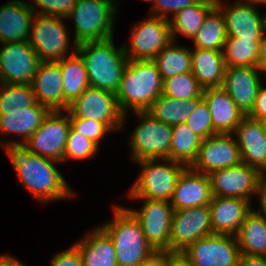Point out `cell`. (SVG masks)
Instances as JSON below:
<instances>
[{
    "mask_svg": "<svg viewBox=\"0 0 266 266\" xmlns=\"http://www.w3.org/2000/svg\"><path fill=\"white\" fill-rule=\"evenodd\" d=\"M257 195H259L258 198L260 203V208L257 209V211L266 218V178L263 175L261 176L259 182V189Z\"/></svg>",
    "mask_w": 266,
    "mask_h": 266,
    "instance_id": "cell-48",
    "label": "cell"
},
{
    "mask_svg": "<svg viewBox=\"0 0 266 266\" xmlns=\"http://www.w3.org/2000/svg\"><path fill=\"white\" fill-rule=\"evenodd\" d=\"M233 134L238 138L236 141L242 162L256 168L263 175L266 171V134L259 122L245 116Z\"/></svg>",
    "mask_w": 266,
    "mask_h": 266,
    "instance_id": "cell-26",
    "label": "cell"
},
{
    "mask_svg": "<svg viewBox=\"0 0 266 266\" xmlns=\"http://www.w3.org/2000/svg\"><path fill=\"white\" fill-rule=\"evenodd\" d=\"M194 0H155L152 6L153 16H158L165 19H170L168 15L174 16L178 11L194 4Z\"/></svg>",
    "mask_w": 266,
    "mask_h": 266,
    "instance_id": "cell-43",
    "label": "cell"
},
{
    "mask_svg": "<svg viewBox=\"0 0 266 266\" xmlns=\"http://www.w3.org/2000/svg\"><path fill=\"white\" fill-rule=\"evenodd\" d=\"M203 88L191 72L177 74L163 80L162 95L186 100L189 98H203Z\"/></svg>",
    "mask_w": 266,
    "mask_h": 266,
    "instance_id": "cell-37",
    "label": "cell"
},
{
    "mask_svg": "<svg viewBox=\"0 0 266 266\" xmlns=\"http://www.w3.org/2000/svg\"><path fill=\"white\" fill-rule=\"evenodd\" d=\"M202 139L186 123L172 126L170 160L191 167L195 162Z\"/></svg>",
    "mask_w": 266,
    "mask_h": 266,
    "instance_id": "cell-33",
    "label": "cell"
},
{
    "mask_svg": "<svg viewBox=\"0 0 266 266\" xmlns=\"http://www.w3.org/2000/svg\"><path fill=\"white\" fill-rule=\"evenodd\" d=\"M202 99L178 100L161 94L145 112L159 122L174 126L186 123L188 117Z\"/></svg>",
    "mask_w": 266,
    "mask_h": 266,
    "instance_id": "cell-30",
    "label": "cell"
},
{
    "mask_svg": "<svg viewBox=\"0 0 266 266\" xmlns=\"http://www.w3.org/2000/svg\"><path fill=\"white\" fill-rule=\"evenodd\" d=\"M264 27H265V32H266V15H264Z\"/></svg>",
    "mask_w": 266,
    "mask_h": 266,
    "instance_id": "cell-57",
    "label": "cell"
},
{
    "mask_svg": "<svg viewBox=\"0 0 266 266\" xmlns=\"http://www.w3.org/2000/svg\"><path fill=\"white\" fill-rule=\"evenodd\" d=\"M135 25L131 31V45L123 44L129 60H154L156 55L172 41L168 19L150 15Z\"/></svg>",
    "mask_w": 266,
    "mask_h": 266,
    "instance_id": "cell-11",
    "label": "cell"
},
{
    "mask_svg": "<svg viewBox=\"0 0 266 266\" xmlns=\"http://www.w3.org/2000/svg\"><path fill=\"white\" fill-rule=\"evenodd\" d=\"M212 199L209 176L187 167L180 175L170 204L173 210L209 205Z\"/></svg>",
    "mask_w": 266,
    "mask_h": 266,
    "instance_id": "cell-22",
    "label": "cell"
},
{
    "mask_svg": "<svg viewBox=\"0 0 266 266\" xmlns=\"http://www.w3.org/2000/svg\"><path fill=\"white\" fill-rule=\"evenodd\" d=\"M49 112L48 108L37 102L23 109L4 110V115H0V134L7 135L9 133L11 135L14 133L22 136L23 139L22 142L16 140L1 142L4 150L24 145L30 136L40 128Z\"/></svg>",
    "mask_w": 266,
    "mask_h": 266,
    "instance_id": "cell-20",
    "label": "cell"
},
{
    "mask_svg": "<svg viewBox=\"0 0 266 266\" xmlns=\"http://www.w3.org/2000/svg\"><path fill=\"white\" fill-rule=\"evenodd\" d=\"M248 116L255 120L266 117V87L263 84L258 89L253 110Z\"/></svg>",
    "mask_w": 266,
    "mask_h": 266,
    "instance_id": "cell-46",
    "label": "cell"
},
{
    "mask_svg": "<svg viewBox=\"0 0 266 266\" xmlns=\"http://www.w3.org/2000/svg\"><path fill=\"white\" fill-rule=\"evenodd\" d=\"M245 1L250 2L254 4L255 6L256 5L258 6L259 4L266 5V0H245Z\"/></svg>",
    "mask_w": 266,
    "mask_h": 266,
    "instance_id": "cell-55",
    "label": "cell"
},
{
    "mask_svg": "<svg viewBox=\"0 0 266 266\" xmlns=\"http://www.w3.org/2000/svg\"><path fill=\"white\" fill-rule=\"evenodd\" d=\"M261 73L259 67H226L222 87L245 116L253 110Z\"/></svg>",
    "mask_w": 266,
    "mask_h": 266,
    "instance_id": "cell-19",
    "label": "cell"
},
{
    "mask_svg": "<svg viewBox=\"0 0 266 266\" xmlns=\"http://www.w3.org/2000/svg\"><path fill=\"white\" fill-rule=\"evenodd\" d=\"M69 118L97 120L106 123L113 131L120 130L126 122L115 94L88 87L66 111Z\"/></svg>",
    "mask_w": 266,
    "mask_h": 266,
    "instance_id": "cell-10",
    "label": "cell"
},
{
    "mask_svg": "<svg viewBox=\"0 0 266 266\" xmlns=\"http://www.w3.org/2000/svg\"><path fill=\"white\" fill-rule=\"evenodd\" d=\"M209 207L213 234L234 236L252 210L250 201L229 197H212Z\"/></svg>",
    "mask_w": 266,
    "mask_h": 266,
    "instance_id": "cell-25",
    "label": "cell"
},
{
    "mask_svg": "<svg viewBox=\"0 0 266 266\" xmlns=\"http://www.w3.org/2000/svg\"><path fill=\"white\" fill-rule=\"evenodd\" d=\"M179 256L189 266H239L241 252L234 235L212 234L196 240Z\"/></svg>",
    "mask_w": 266,
    "mask_h": 266,
    "instance_id": "cell-9",
    "label": "cell"
},
{
    "mask_svg": "<svg viewBox=\"0 0 266 266\" xmlns=\"http://www.w3.org/2000/svg\"><path fill=\"white\" fill-rule=\"evenodd\" d=\"M144 1H148V2H151V3H155V0H144Z\"/></svg>",
    "mask_w": 266,
    "mask_h": 266,
    "instance_id": "cell-58",
    "label": "cell"
},
{
    "mask_svg": "<svg viewBox=\"0 0 266 266\" xmlns=\"http://www.w3.org/2000/svg\"><path fill=\"white\" fill-rule=\"evenodd\" d=\"M260 40L227 37L223 50L226 67H259Z\"/></svg>",
    "mask_w": 266,
    "mask_h": 266,
    "instance_id": "cell-35",
    "label": "cell"
},
{
    "mask_svg": "<svg viewBox=\"0 0 266 266\" xmlns=\"http://www.w3.org/2000/svg\"><path fill=\"white\" fill-rule=\"evenodd\" d=\"M100 1L108 3L111 7H113L117 11L116 8L118 7V5H116V4H118L117 2L120 0H100Z\"/></svg>",
    "mask_w": 266,
    "mask_h": 266,
    "instance_id": "cell-53",
    "label": "cell"
},
{
    "mask_svg": "<svg viewBox=\"0 0 266 266\" xmlns=\"http://www.w3.org/2000/svg\"><path fill=\"white\" fill-rule=\"evenodd\" d=\"M92 231L75 243L81 253L83 266H118L111 237L101 226Z\"/></svg>",
    "mask_w": 266,
    "mask_h": 266,
    "instance_id": "cell-27",
    "label": "cell"
},
{
    "mask_svg": "<svg viewBox=\"0 0 266 266\" xmlns=\"http://www.w3.org/2000/svg\"><path fill=\"white\" fill-rule=\"evenodd\" d=\"M178 256L179 254L169 251H155L139 266H169Z\"/></svg>",
    "mask_w": 266,
    "mask_h": 266,
    "instance_id": "cell-45",
    "label": "cell"
},
{
    "mask_svg": "<svg viewBox=\"0 0 266 266\" xmlns=\"http://www.w3.org/2000/svg\"><path fill=\"white\" fill-rule=\"evenodd\" d=\"M77 0H33L31 5L35 14L49 15L58 18H67ZM39 10V11H38Z\"/></svg>",
    "mask_w": 266,
    "mask_h": 266,
    "instance_id": "cell-42",
    "label": "cell"
},
{
    "mask_svg": "<svg viewBox=\"0 0 266 266\" xmlns=\"http://www.w3.org/2000/svg\"><path fill=\"white\" fill-rule=\"evenodd\" d=\"M35 17L31 4L12 0L0 7V44L28 41Z\"/></svg>",
    "mask_w": 266,
    "mask_h": 266,
    "instance_id": "cell-23",
    "label": "cell"
},
{
    "mask_svg": "<svg viewBox=\"0 0 266 266\" xmlns=\"http://www.w3.org/2000/svg\"><path fill=\"white\" fill-rule=\"evenodd\" d=\"M58 18L35 14L28 39L29 45L42 62L59 61L68 57L70 35L67 26Z\"/></svg>",
    "mask_w": 266,
    "mask_h": 266,
    "instance_id": "cell-8",
    "label": "cell"
},
{
    "mask_svg": "<svg viewBox=\"0 0 266 266\" xmlns=\"http://www.w3.org/2000/svg\"><path fill=\"white\" fill-rule=\"evenodd\" d=\"M220 0H194L195 3L217 6Z\"/></svg>",
    "mask_w": 266,
    "mask_h": 266,
    "instance_id": "cell-52",
    "label": "cell"
},
{
    "mask_svg": "<svg viewBox=\"0 0 266 266\" xmlns=\"http://www.w3.org/2000/svg\"><path fill=\"white\" fill-rule=\"evenodd\" d=\"M73 51L70 56L56 61L62 71L63 96L68 105L90 87L83 59L76 52V47Z\"/></svg>",
    "mask_w": 266,
    "mask_h": 266,
    "instance_id": "cell-31",
    "label": "cell"
},
{
    "mask_svg": "<svg viewBox=\"0 0 266 266\" xmlns=\"http://www.w3.org/2000/svg\"><path fill=\"white\" fill-rule=\"evenodd\" d=\"M116 10L100 0H77L71 14L75 24L74 47L84 42L105 41L113 36Z\"/></svg>",
    "mask_w": 266,
    "mask_h": 266,
    "instance_id": "cell-6",
    "label": "cell"
},
{
    "mask_svg": "<svg viewBox=\"0 0 266 266\" xmlns=\"http://www.w3.org/2000/svg\"><path fill=\"white\" fill-rule=\"evenodd\" d=\"M76 52L83 59L90 87L116 94L129 60L123 46L117 49L112 37L78 44Z\"/></svg>",
    "mask_w": 266,
    "mask_h": 266,
    "instance_id": "cell-2",
    "label": "cell"
},
{
    "mask_svg": "<svg viewBox=\"0 0 266 266\" xmlns=\"http://www.w3.org/2000/svg\"><path fill=\"white\" fill-rule=\"evenodd\" d=\"M140 123L130 135L131 159H170L172 126L153 119L144 112H135Z\"/></svg>",
    "mask_w": 266,
    "mask_h": 266,
    "instance_id": "cell-7",
    "label": "cell"
},
{
    "mask_svg": "<svg viewBox=\"0 0 266 266\" xmlns=\"http://www.w3.org/2000/svg\"><path fill=\"white\" fill-rule=\"evenodd\" d=\"M35 102L31 84L0 83V115H4V110L23 109Z\"/></svg>",
    "mask_w": 266,
    "mask_h": 266,
    "instance_id": "cell-38",
    "label": "cell"
},
{
    "mask_svg": "<svg viewBox=\"0 0 266 266\" xmlns=\"http://www.w3.org/2000/svg\"><path fill=\"white\" fill-rule=\"evenodd\" d=\"M208 176L212 197L242 198L251 202V197L258 194L262 174L256 168L241 162L214 171Z\"/></svg>",
    "mask_w": 266,
    "mask_h": 266,
    "instance_id": "cell-13",
    "label": "cell"
},
{
    "mask_svg": "<svg viewBox=\"0 0 266 266\" xmlns=\"http://www.w3.org/2000/svg\"><path fill=\"white\" fill-rule=\"evenodd\" d=\"M0 266H25L20 261L10 255L0 254Z\"/></svg>",
    "mask_w": 266,
    "mask_h": 266,
    "instance_id": "cell-50",
    "label": "cell"
},
{
    "mask_svg": "<svg viewBox=\"0 0 266 266\" xmlns=\"http://www.w3.org/2000/svg\"><path fill=\"white\" fill-rule=\"evenodd\" d=\"M212 234L209 205L176 210L170 231V252L180 254L196 240Z\"/></svg>",
    "mask_w": 266,
    "mask_h": 266,
    "instance_id": "cell-14",
    "label": "cell"
},
{
    "mask_svg": "<svg viewBox=\"0 0 266 266\" xmlns=\"http://www.w3.org/2000/svg\"><path fill=\"white\" fill-rule=\"evenodd\" d=\"M50 266H83L79 248L74 244L65 251L56 254L52 258Z\"/></svg>",
    "mask_w": 266,
    "mask_h": 266,
    "instance_id": "cell-44",
    "label": "cell"
},
{
    "mask_svg": "<svg viewBox=\"0 0 266 266\" xmlns=\"http://www.w3.org/2000/svg\"><path fill=\"white\" fill-rule=\"evenodd\" d=\"M233 135L215 134L202 140L198 156L191 168L209 175L214 171L240 164V149Z\"/></svg>",
    "mask_w": 266,
    "mask_h": 266,
    "instance_id": "cell-17",
    "label": "cell"
},
{
    "mask_svg": "<svg viewBox=\"0 0 266 266\" xmlns=\"http://www.w3.org/2000/svg\"><path fill=\"white\" fill-rule=\"evenodd\" d=\"M257 121L259 122L263 132L266 134V117L258 119Z\"/></svg>",
    "mask_w": 266,
    "mask_h": 266,
    "instance_id": "cell-54",
    "label": "cell"
},
{
    "mask_svg": "<svg viewBox=\"0 0 266 266\" xmlns=\"http://www.w3.org/2000/svg\"><path fill=\"white\" fill-rule=\"evenodd\" d=\"M222 0L217 7L221 10L227 37L261 39L265 32L264 16L254 4L245 0L226 6Z\"/></svg>",
    "mask_w": 266,
    "mask_h": 266,
    "instance_id": "cell-18",
    "label": "cell"
},
{
    "mask_svg": "<svg viewBox=\"0 0 266 266\" xmlns=\"http://www.w3.org/2000/svg\"><path fill=\"white\" fill-rule=\"evenodd\" d=\"M239 266H266V256L241 254Z\"/></svg>",
    "mask_w": 266,
    "mask_h": 266,
    "instance_id": "cell-47",
    "label": "cell"
},
{
    "mask_svg": "<svg viewBox=\"0 0 266 266\" xmlns=\"http://www.w3.org/2000/svg\"><path fill=\"white\" fill-rule=\"evenodd\" d=\"M241 254L266 256V218L252 209L235 235Z\"/></svg>",
    "mask_w": 266,
    "mask_h": 266,
    "instance_id": "cell-29",
    "label": "cell"
},
{
    "mask_svg": "<svg viewBox=\"0 0 266 266\" xmlns=\"http://www.w3.org/2000/svg\"><path fill=\"white\" fill-rule=\"evenodd\" d=\"M261 72L263 73L264 76L262 77H265L266 78V66H264L262 69H261Z\"/></svg>",
    "mask_w": 266,
    "mask_h": 266,
    "instance_id": "cell-56",
    "label": "cell"
},
{
    "mask_svg": "<svg viewBox=\"0 0 266 266\" xmlns=\"http://www.w3.org/2000/svg\"><path fill=\"white\" fill-rule=\"evenodd\" d=\"M226 39L224 16L218 7H214L192 40L194 48L223 51Z\"/></svg>",
    "mask_w": 266,
    "mask_h": 266,
    "instance_id": "cell-32",
    "label": "cell"
},
{
    "mask_svg": "<svg viewBox=\"0 0 266 266\" xmlns=\"http://www.w3.org/2000/svg\"><path fill=\"white\" fill-rule=\"evenodd\" d=\"M113 220L101 227L111 237L118 266H139L155 250L147 242L139 220L129 208L114 206Z\"/></svg>",
    "mask_w": 266,
    "mask_h": 266,
    "instance_id": "cell-4",
    "label": "cell"
},
{
    "mask_svg": "<svg viewBox=\"0 0 266 266\" xmlns=\"http://www.w3.org/2000/svg\"><path fill=\"white\" fill-rule=\"evenodd\" d=\"M217 6L194 3L170 16V29L172 40H177V33L193 39L204 23L207 14Z\"/></svg>",
    "mask_w": 266,
    "mask_h": 266,
    "instance_id": "cell-36",
    "label": "cell"
},
{
    "mask_svg": "<svg viewBox=\"0 0 266 266\" xmlns=\"http://www.w3.org/2000/svg\"><path fill=\"white\" fill-rule=\"evenodd\" d=\"M163 81L153 60H128L116 97L121 111L144 112L162 94Z\"/></svg>",
    "mask_w": 266,
    "mask_h": 266,
    "instance_id": "cell-3",
    "label": "cell"
},
{
    "mask_svg": "<svg viewBox=\"0 0 266 266\" xmlns=\"http://www.w3.org/2000/svg\"><path fill=\"white\" fill-rule=\"evenodd\" d=\"M266 66V32L262 35L259 42V68Z\"/></svg>",
    "mask_w": 266,
    "mask_h": 266,
    "instance_id": "cell-49",
    "label": "cell"
},
{
    "mask_svg": "<svg viewBox=\"0 0 266 266\" xmlns=\"http://www.w3.org/2000/svg\"><path fill=\"white\" fill-rule=\"evenodd\" d=\"M71 127L98 147L100 140L108 131H113L106 123L91 119L69 118Z\"/></svg>",
    "mask_w": 266,
    "mask_h": 266,
    "instance_id": "cell-41",
    "label": "cell"
},
{
    "mask_svg": "<svg viewBox=\"0 0 266 266\" xmlns=\"http://www.w3.org/2000/svg\"><path fill=\"white\" fill-rule=\"evenodd\" d=\"M191 58V73L203 89L223 86L226 70L223 51L195 48Z\"/></svg>",
    "mask_w": 266,
    "mask_h": 266,
    "instance_id": "cell-28",
    "label": "cell"
},
{
    "mask_svg": "<svg viewBox=\"0 0 266 266\" xmlns=\"http://www.w3.org/2000/svg\"><path fill=\"white\" fill-rule=\"evenodd\" d=\"M186 124L202 140L217 134L213 130L211 113L204 99L197 104L195 110L188 117Z\"/></svg>",
    "mask_w": 266,
    "mask_h": 266,
    "instance_id": "cell-40",
    "label": "cell"
},
{
    "mask_svg": "<svg viewBox=\"0 0 266 266\" xmlns=\"http://www.w3.org/2000/svg\"><path fill=\"white\" fill-rule=\"evenodd\" d=\"M176 41H171L154 58L162 81L177 74L191 72V50L187 47L176 46Z\"/></svg>",
    "mask_w": 266,
    "mask_h": 266,
    "instance_id": "cell-34",
    "label": "cell"
},
{
    "mask_svg": "<svg viewBox=\"0 0 266 266\" xmlns=\"http://www.w3.org/2000/svg\"><path fill=\"white\" fill-rule=\"evenodd\" d=\"M42 63L28 41L2 44L0 48V83L31 84Z\"/></svg>",
    "mask_w": 266,
    "mask_h": 266,
    "instance_id": "cell-15",
    "label": "cell"
},
{
    "mask_svg": "<svg viewBox=\"0 0 266 266\" xmlns=\"http://www.w3.org/2000/svg\"><path fill=\"white\" fill-rule=\"evenodd\" d=\"M50 111L40 128L22 145L29 152L63 162L68 133L71 128L69 114Z\"/></svg>",
    "mask_w": 266,
    "mask_h": 266,
    "instance_id": "cell-12",
    "label": "cell"
},
{
    "mask_svg": "<svg viewBox=\"0 0 266 266\" xmlns=\"http://www.w3.org/2000/svg\"><path fill=\"white\" fill-rule=\"evenodd\" d=\"M169 266H189V264L181 256H178Z\"/></svg>",
    "mask_w": 266,
    "mask_h": 266,
    "instance_id": "cell-51",
    "label": "cell"
},
{
    "mask_svg": "<svg viewBox=\"0 0 266 266\" xmlns=\"http://www.w3.org/2000/svg\"><path fill=\"white\" fill-rule=\"evenodd\" d=\"M98 148L93 141L87 139L71 127L68 133L63 162L70 158L78 160L92 158L98 152Z\"/></svg>",
    "mask_w": 266,
    "mask_h": 266,
    "instance_id": "cell-39",
    "label": "cell"
},
{
    "mask_svg": "<svg viewBox=\"0 0 266 266\" xmlns=\"http://www.w3.org/2000/svg\"><path fill=\"white\" fill-rule=\"evenodd\" d=\"M203 99L208 104L213 130L217 134H233L245 115L226 90L220 87L203 89Z\"/></svg>",
    "mask_w": 266,
    "mask_h": 266,
    "instance_id": "cell-24",
    "label": "cell"
},
{
    "mask_svg": "<svg viewBox=\"0 0 266 266\" xmlns=\"http://www.w3.org/2000/svg\"><path fill=\"white\" fill-rule=\"evenodd\" d=\"M36 102L50 111H67L63 96V76L57 62H42L31 82Z\"/></svg>",
    "mask_w": 266,
    "mask_h": 266,
    "instance_id": "cell-21",
    "label": "cell"
},
{
    "mask_svg": "<svg viewBox=\"0 0 266 266\" xmlns=\"http://www.w3.org/2000/svg\"><path fill=\"white\" fill-rule=\"evenodd\" d=\"M136 163L142 167V170L128 191L129 197L170 202L178 179L187 166L168 158L147 159Z\"/></svg>",
    "mask_w": 266,
    "mask_h": 266,
    "instance_id": "cell-5",
    "label": "cell"
},
{
    "mask_svg": "<svg viewBox=\"0 0 266 266\" xmlns=\"http://www.w3.org/2000/svg\"><path fill=\"white\" fill-rule=\"evenodd\" d=\"M140 210L129 209L141 223L147 242L155 251L170 252L173 207L168 201L142 199Z\"/></svg>",
    "mask_w": 266,
    "mask_h": 266,
    "instance_id": "cell-16",
    "label": "cell"
},
{
    "mask_svg": "<svg viewBox=\"0 0 266 266\" xmlns=\"http://www.w3.org/2000/svg\"><path fill=\"white\" fill-rule=\"evenodd\" d=\"M21 184L42 203L70 197L67 181L57 170V161L34 154L22 145L5 149Z\"/></svg>",
    "mask_w": 266,
    "mask_h": 266,
    "instance_id": "cell-1",
    "label": "cell"
}]
</instances>
